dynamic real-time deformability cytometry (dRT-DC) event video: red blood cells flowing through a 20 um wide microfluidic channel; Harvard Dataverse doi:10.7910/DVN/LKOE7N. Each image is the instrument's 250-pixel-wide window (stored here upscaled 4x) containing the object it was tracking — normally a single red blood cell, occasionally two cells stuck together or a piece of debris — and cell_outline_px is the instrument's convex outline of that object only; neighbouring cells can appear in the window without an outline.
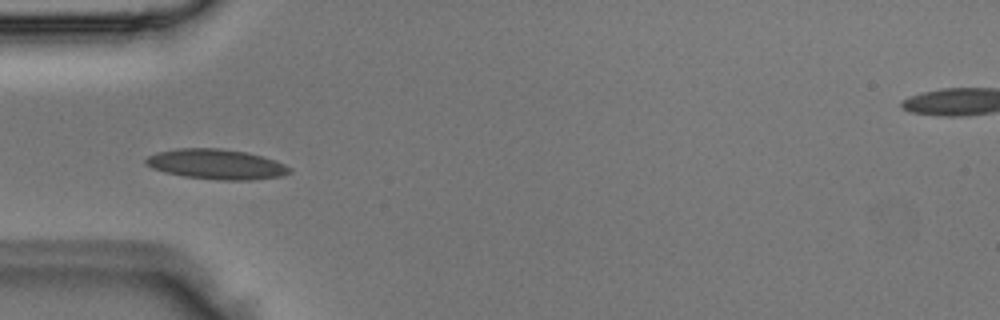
{"species": "Egyptian fruit bat (a non-hibernating species)", "species_latin": "Rousettus aegyptiacus", "temperature_condition": "room temperature", "stored_images_in_passage": 4, "camera_frame_rate_fps": 3000, "um_per_image_px": 0.085, "animal": {"sex": "male"}, "frame": {"image": 1, "passage_image": 3, "time_ms": 0.667, "image_size_px": [1000, 320], "cell_outline_px": [[292, 172], [284, 176], [252, 180], [216, 180], [184, 176], [164, 172], [152, 168], [144, 164], [144, 160], [148, 156], [156, 152], [176, 148], [220, 148], [244, 152], [260, 156], [284, 164], [292, 168]], "centroid_in_image_um": [18.36, 13.97], "position_along_channel_um": 66.6, "area_um2": 25.32}}
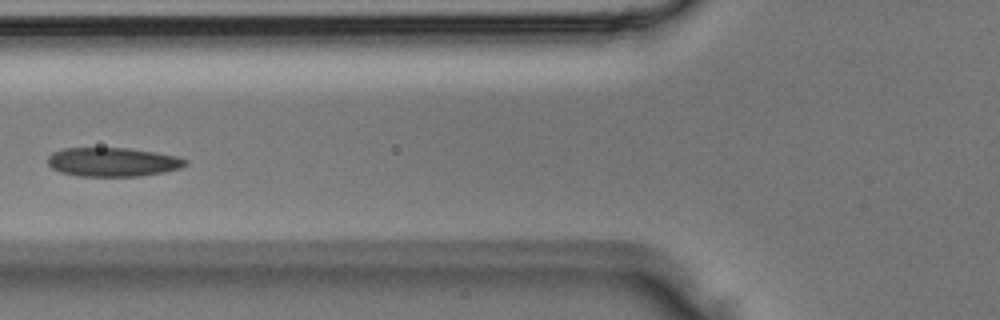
{"frame": {"image": 2, "passage_image": 4, "time_ms": 1.0, "image_size_px": [1000, 320], "cell_outline_px": [[188, 164], [180, 168], [164, 172], [140, 176], [80, 176], [60, 172], [52, 168], [48, 164], [48, 156], [52, 152], [64, 148], [128, 148], [176, 156], [188, 160]], "centroid_in_image_um": [9.57, 13.77], "position_along_channel_um": 116.2, "area_um2": 23.18}}